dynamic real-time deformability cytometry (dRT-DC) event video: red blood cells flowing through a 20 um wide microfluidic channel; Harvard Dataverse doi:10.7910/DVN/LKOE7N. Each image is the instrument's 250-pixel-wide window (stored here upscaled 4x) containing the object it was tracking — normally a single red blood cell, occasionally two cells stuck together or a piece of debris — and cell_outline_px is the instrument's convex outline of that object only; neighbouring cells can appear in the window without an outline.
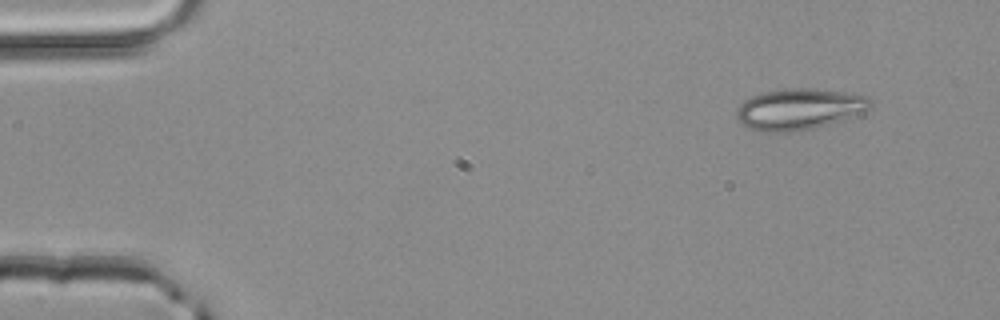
{"species": "common noctule bat (a hibernating species)", "species_latin": "Nyctalus noctula", "temperature_condition": "room temperature", "stored_images_in_passage": 3, "camera_frame_rate_fps": 3000, "um_per_image_px": 0.085, "animal": {"sex": "male", "body_mass_g": 20.4}, "frame": {"image": 1, "passage_image": 1, "time_ms": 0.0, "image_size_px": [1000, 320], "cell_outline_px": [[872, 104], [864, 112], [816, 128], [792, 132], [760, 132], [744, 124], [736, 116], [736, 112], [740, 104], [744, 100], [752, 96], [764, 92], [792, 88], [804, 88], [840, 92], [868, 96], [872, 100]], "centroid_in_image_um": [67.93, 9.29], "position_along_channel_um": 17.1, "area_um2": 31.67}}